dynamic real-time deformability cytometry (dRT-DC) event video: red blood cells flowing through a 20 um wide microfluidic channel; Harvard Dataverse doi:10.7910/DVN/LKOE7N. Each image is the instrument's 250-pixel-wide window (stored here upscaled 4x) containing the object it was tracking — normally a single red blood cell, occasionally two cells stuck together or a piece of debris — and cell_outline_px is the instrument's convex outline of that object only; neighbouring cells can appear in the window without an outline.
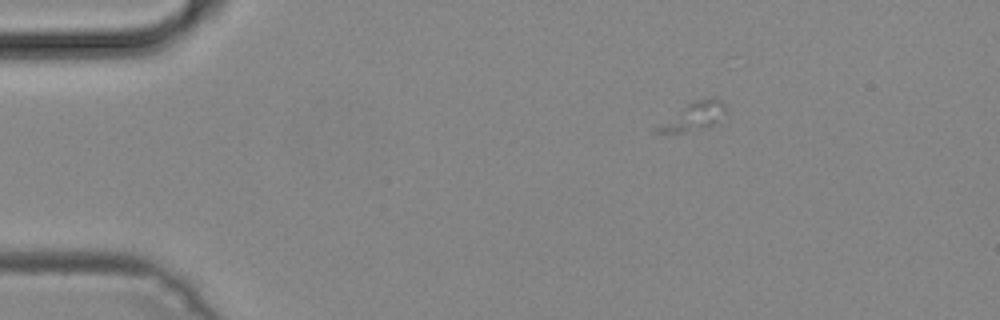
{"species": "common noctule bat (a hibernating species)", "species_latin": "Nyctalus noctula", "temperature_condition": "cold", "stored_images_in_passage": 26, "camera_frame_rate_fps": 3000, "um_per_image_px": 0.085, "animal": {"sex": "male", "body_mass_g": 19.2, "forearm_length_mm": 51.8}, "frame": {"image": 1, "passage_image": 1, "time_ms": 0.0, "image_size_px": [1000, 320], "cell_outline_px": [[728, 116], [716, 124], [684, 132], [656, 132], [652, 128], [692, 100], [720, 100], [728, 108]], "centroid_in_image_um": [58.99, 9.91], "position_along_channel_um": 26.0, "area_um2": 11.27}}